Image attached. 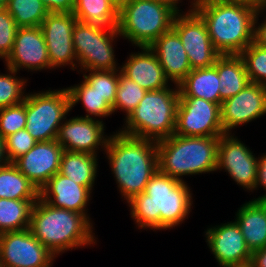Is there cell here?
Instances as JSON below:
<instances>
[{
	"label": "cell",
	"instance_id": "obj_48",
	"mask_svg": "<svg viewBox=\"0 0 266 267\" xmlns=\"http://www.w3.org/2000/svg\"><path fill=\"white\" fill-rule=\"evenodd\" d=\"M266 7V0H259V8Z\"/></svg>",
	"mask_w": 266,
	"mask_h": 267
},
{
	"label": "cell",
	"instance_id": "obj_5",
	"mask_svg": "<svg viewBox=\"0 0 266 267\" xmlns=\"http://www.w3.org/2000/svg\"><path fill=\"white\" fill-rule=\"evenodd\" d=\"M220 136H178L157 141L158 170L172 178L217 171Z\"/></svg>",
	"mask_w": 266,
	"mask_h": 267
},
{
	"label": "cell",
	"instance_id": "obj_35",
	"mask_svg": "<svg viewBox=\"0 0 266 267\" xmlns=\"http://www.w3.org/2000/svg\"><path fill=\"white\" fill-rule=\"evenodd\" d=\"M7 71L9 74H0V109L20 104L26 97L23 94L27 79L16 77L17 71L11 68L7 67Z\"/></svg>",
	"mask_w": 266,
	"mask_h": 267
},
{
	"label": "cell",
	"instance_id": "obj_16",
	"mask_svg": "<svg viewBox=\"0 0 266 267\" xmlns=\"http://www.w3.org/2000/svg\"><path fill=\"white\" fill-rule=\"evenodd\" d=\"M266 114V85L250 82L236 95L221 104V122L224 133H230Z\"/></svg>",
	"mask_w": 266,
	"mask_h": 267
},
{
	"label": "cell",
	"instance_id": "obj_30",
	"mask_svg": "<svg viewBox=\"0 0 266 267\" xmlns=\"http://www.w3.org/2000/svg\"><path fill=\"white\" fill-rule=\"evenodd\" d=\"M70 96L71 109L82 101L87 111L85 118L108 117L113 114L112 106L99 93L94 91L84 79L81 84L67 88ZM91 115V116H90Z\"/></svg>",
	"mask_w": 266,
	"mask_h": 267
},
{
	"label": "cell",
	"instance_id": "obj_29",
	"mask_svg": "<svg viewBox=\"0 0 266 267\" xmlns=\"http://www.w3.org/2000/svg\"><path fill=\"white\" fill-rule=\"evenodd\" d=\"M36 201L0 198V234L29 228L31 210Z\"/></svg>",
	"mask_w": 266,
	"mask_h": 267
},
{
	"label": "cell",
	"instance_id": "obj_18",
	"mask_svg": "<svg viewBox=\"0 0 266 267\" xmlns=\"http://www.w3.org/2000/svg\"><path fill=\"white\" fill-rule=\"evenodd\" d=\"M5 61L8 68L17 72L21 68L30 71L52 69L41 28H18L14 45Z\"/></svg>",
	"mask_w": 266,
	"mask_h": 267
},
{
	"label": "cell",
	"instance_id": "obj_6",
	"mask_svg": "<svg viewBox=\"0 0 266 267\" xmlns=\"http://www.w3.org/2000/svg\"><path fill=\"white\" fill-rule=\"evenodd\" d=\"M174 89L169 86L162 90L147 91L139 105L125 119V127L120 132L156 142L172 136L180 97L178 85Z\"/></svg>",
	"mask_w": 266,
	"mask_h": 267
},
{
	"label": "cell",
	"instance_id": "obj_33",
	"mask_svg": "<svg viewBox=\"0 0 266 267\" xmlns=\"http://www.w3.org/2000/svg\"><path fill=\"white\" fill-rule=\"evenodd\" d=\"M117 70H85L84 80L113 107L118 88Z\"/></svg>",
	"mask_w": 266,
	"mask_h": 267
},
{
	"label": "cell",
	"instance_id": "obj_13",
	"mask_svg": "<svg viewBox=\"0 0 266 267\" xmlns=\"http://www.w3.org/2000/svg\"><path fill=\"white\" fill-rule=\"evenodd\" d=\"M242 143L241 140L225 133L220 136L216 170L224 169L243 189L255 190L259 157Z\"/></svg>",
	"mask_w": 266,
	"mask_h": 267
},
{
	"label": "cell",
	"instance_id": "obj_15",
	"mask_svg": "<svg viewBox=\"0 0 266 267\" xmlns=\"http://www.w3.org/2000/svg\"><path fill=\"white\" fill-rule=\"evenodd\" d=\"M63 122L56 141L64 151L90 153L95 156L99 146L105 151L110 136H104L103 120L77 116Z\"/></svg>",
	"mask_w": 266,
	"mask_h": 267
},
{
	"label": "cell",
	"instance_id": "obj_38",
	"mask_svg": "<svg viewBox=\"0 0 266 267\" xmlns=\"http://www.w3.org/2000/svg\"><path fill=\"white\" fill-rule=\"evenodd\" d=\"M18 26L6 8L0 10V56L5 60L14 45Z\"/></svg>",
	"mask_w": 266,
	"mask_h": 267
},
{
	"label": "cell",
	"instance_id": "obj_7",
	"mask_svg": "<svg viewBox=\"0 0 266 267\" xmlns=\"http://www.w3.org/2000/svg\"><path fill=\"white\" fill-rule=\"evenodd\" d=\"M176 12L150 0H130L119 10V35L137 47H149L172 28Z\"/></svg>",
	"mask_w": 266,
	"mask_h": 267
},
{
	"label": "cell",
	"instance_id": "obj_27",
	"mask_svg": "<svg viewBox=\"0 0 266 267\" xmlns=\"http://www.w3.org/2000/svg\"><path fill=\"white\" fill-rule=\"evenodd\" d=\"M0 198L38 200L39 190L13 163L0 168Z\"/></svg>",
	"mask_w": 266,
	"mask_h": 267
},
{
	"label": "cell",
	"instance_id": "obj_24",
	"mask_svg": "<svg viewBox=\"0 0 266 267\" xmlns=\"http://www.w3.org/2000/svg\"><path fill=\"white\" fill-rule=\"evenodd\" d=\"M214 66L220 87V106L223 101L243 90L250 83L245 64L240 55H220Z\"/></svg>",
	"mask_w": 266,
	"mask_h": 267
},
{
	"label": "cell",
	"instance_id": "obj_31",
	"mask_svg": "<svg viewBox=\"0 0 266 267\" xmlns=\"http://www.w3.org/2000/svg\"><path fill=\"white\" fill-rule=\"evenodd\" d=\"M5 8L18 28L40 27L49 13L42 0H9Z\"/></svg>",
	"mask_w": 266,
	"mask_h": 267
},
{
	"label": "cell",
	"instance_id": "obj_4",
	"mask_svg": "<svg viewBox=\"0 0 266 267\" xmlns=\"http://www.w3.org/2000/svg\"><path fill=\"white\" fill-rule=\"evenodd\" d=\"M29 229L55 256L97 241L84 214L53 207L40 197L32 207Z\"/></svg>",
	"mask_w": 266,
	"mask_h": 267
},
{
	"label": "cell",
	"instance_id": "obj_21",
	"mask_svg": "<svg viewBox=\"0 0 266 267\" xmlns=\"http://www.w3.org/2000/svg\"><path fill=\"white\" fill-rule=\"evenodd\" d=\"M149 48L157 56L167 79L175 86L192 70L182 41L173 28L163 33Z\"/></svg>",
	"mask_w": 266,
	"mask_h": 267
},
{
	"label": "cell",
	"instance_id": "obj_45",
	"mask_svg": "<svg viewBox=\"0 0 266 267\" xmlns=\"http://www.w3.org/2000/svg\"><path fill=\"white\" fill-rule=\"evenodd\" d=\"M113 3L118 10H120L124 5H126L130 0H109Z\"/></svg>",
	"mask_w": 266,
	"mask_h": 267
},
{
	"label": "cell",
	"instance_id": "obj_50",
	"mask_svg": "<svg viewBox=\"0 0 266 267\" xmlns=\"http://www.w3.org/2000/svg\"><path fill=\"white\" fill-rule=\"evenodd\" d=\"M227 267H250V263L245 264V265H240V266H227Z\"/></svg>",
	"mask_w": 266,
	"mask_h": 267
},
{
	"label": "cell",
	"instance_id": "obj_26",
	"mask_svg": "<svg viewBox=\"0 0 266 267\" xmlns=\"http://www.w3.org/2000/svg\"><path fill=\"white\" fill-rule=\"evenodd\" d=\"M97 156L90 153L64 151L59 173L91 191L97 174Z\"/></svg>",
	"mask_w": 266,
	"mask_h": 267
},
{
	"label": "cell",
	"instance_id": "obj_1",
	"mask_svg": "<svg viewBox=\"0 0 266 267\" xmlns=\"http://www.w3.org/2000/svg\"><path fill=\"white\" fill-rule=\"evenodd\" d=\"M190 190L186 182L157 170L144 192L127 202L130 215L138 228L171 229L182 223L191 211Z\"/></svg>",
	"mask_w": 266,
	"mask_h": 267
},
{
	"label": "cell",
	"instance_id": "obj_25",
	"mask_svg": "<svg viewBox=\"0 0 266 267\" xmlns=\"http://www.w3.org/2000/svg\"><path fill=\"white\" fill-rule=\"evenodd\" d=\"M219 77L216 67L191 70L178 84L180 97H198L220 105Z\"/></svg>",
	"mask_w": 266,
	"mask_h": 267
},
{
	"label": "cell",
	"instance_id": "obj_20",
	"mask_svg": "<svg viewBox=\"0 0 266 267\" xmlns=\"http://www.w3.org/2000/svg\"><path fill=\"white\" fill-rule=\"evenodd\" d=\"M91 192L88 187L57 172L39 190V197L53 207L82 213L90 220L86 207L91 199Z\"/></svg>",
	"mask_w": 266,
	"mask_h": 267
},
{
	"label": "cell",
	"instance_id": "obj_42",
	"mask_svg": "<svg viewBox=\"0 0 266 267\" xmlns=\"http://www.w3.org/2000/svg\"><path fill=\"white\" fill-rule=\"evenodd\" d=\"M250 264L253 267H266V247L252 252Z\"/></svg>",
	"mask_w": 266,
	"mask_h": 267
},
{
	"label": "cell",
	"instance_id": "obj_19",
	"mask_svg": "<svg viewBox=\"0 0 266 267\" xmlns=\"http://www.w3.org/2000/svg\"><path fill=\"white\" fill-rule=\"evenodd\" d=\"M64 148L56 140L37 142L13 164L40 190L60 170Z\"/></svg>",
	"mask_w": 266,
	"mask_h": 267
},
{
	"label": "cell",
	"instance_id": "obj_43",
	"mask_svg": "<svg viewBox=\"0 0 266 267\" xmlns=\"http://www.w3.org/2000/svg\"><path fill=\"white\" fill-rule=\"evenodd\" d=\"M9 163L5 153V139L0 137V168Z\"/></svg>",
	"mask_w": 266,
	"mask_h": 267
},
{
	"label": "cell",
	"instance_id": "obj_40",
	"mask_svg": "<svg viewBox=\"0 0 266 267\" xmlns=\"http://www.w3.org/2000/svg\"><path fill=\"white\" fill-rule=\"evenodd\" d=\"M266 10V7H260L258 8L256 12V17H255V30H254V42L257 43L259 46L266 48V16L265 20L261 25L257 22L259 20L258 16L259 14L263 13ZM257 25H259L257 27Z\"/></svg>",
	"mask_w": 266,
	"mask_h": 267
},
{
	"label": "cell",
	"instance_id": "obj_32",
	"mask_svg": "<svg viewBox=\"0 0 266 267\" xmlns=\"http://www.w3.org/2000/svg\"><path fill=\"white\" fill-rule=\"evenodd\" d=\"M146 90L140 87L135 81L124 76L120 69L118 72V88L116 98L113 105V113L118 110H123L126 117L139 105V102L144 98Z\"/></svg>",
	"mask_w": 266,
	"mask_h": 267
},
{
	"label": "cell",
	"instance_id": "obj_28",
	"mask_svg": "<svg viewBox=\"0 0 266 267\" xmlns=\"http://www.w3.org/2000/svg\"><path fill=\"white\" fill-rule=\"evenodd\" d=\"M72 13L83 23L118 26L119 10L109 0H75Z\"/></svg>",
	"mask_w": 266,
	"mask_h": 267
},
{
	"label": "cell",
	"instance_id": "obj_41",
	"mask_svg": "<svg viewBox=\"0 0 266 267\" xmlns=\"http://www.w3.org/2000/svg\"><path fill=\"white\" fill-rule=\"evenodd\" d=\"M259 186H263V188L266 190V154L260 156L258 159L255 189H257ZM254 200H266V194L259 196L258 198H254Z\"/></svg>",
	"mask_w": 266,
	"mask_h": 267
},
{
	"label": "cell",
	"instance_id": "obj_2",
	"mask_svg": "<svg viewBox=\"0 0 266 267\" xmlns=\"http://www.w3.org/2000/svg\"><path fill=\"white\" fill-rule=\"evenodd\" d=\"M105 153L122 197L128 202L144 192L158 170L157 142L122 134L109 137Z\"/></svg>",
	"mask_w": 266,
	"mask_h": 267
},
{
	"label": "cell",
	"instance_id": "obj_47",
	"mask_svg": "<svg viewBox=\"0 0 266 267\" xmlns=\"http://www.w3.org/2000/svg\"><path fill=\"white\" fill-rule=\"evenodd\" d=\"M233 1H243V2H248L251 3L259 8V0H233Z\"/></svg>",
	"mask_w": 266,
	"mask_h": 267
},
{
	"label": "cell",
	"instance_id": "obj_46",
	"mask_svg": "<svg viewBox=\"0 0 266 267\" xmlns=\"http://www.w3.org/2000/svg\"><path fill=\"white\" fill-rule=\"evenodd\" d=\"M208 1H210V0H193L192 2H191V5H190V9L192 10V9H194V8H196V7H198L199 5H201V4H204V3H207Z\"/></svg>",
	"mask_w": 266,
	"mask_h": 267
},
{
	"label": "cell",
	"instance_id": "obj_22",
	"mask_svg": "<svg viewBox=\"0 0 266 267\" xmlns=\"http://www.w3.org/2000/svg\"><path fill=\"white\" fill-rule=\"evenodd\" d=\"M139 49L142 50L141 53L131 54L126 63L120 67L121 73L146 91L168 87L169 80L155 53L149 47H139Z\"/></svg>",
	"mask_w": 266,
	"mask_h": 267
},
{
	"label": "cell",
	"instance_id": "obj_17",
	"mask_svg": "<svg viewBox=\"0 0 266 267\" xmlns=\"http://www.w3.org/2000/svg\"><path fill=\"white\" fill-rule=\"evenodd\" d=\"M205 235L207 245L220 267L240 266L251 262L252 252L235 221L208 228Z\"/></svg>",
	"mask_w": 266,
	"mask_h": 267
},
{
	"label": "cell",
	"instance_id": "obj_39",
	"mask_svg": "<svg viewBox=\"0 0 266 267\" xmlns=\"http://www.w3.org/2000/svg\"><path fill=\"white\" fill-rule=\"evenodd\" d=\"M49 13H72L75 0H42Z\"/></svg>",
	"mask_w": 266,
	"mask_h": 267
},
{
	"label": "cell",
	"instance_id": "obj_11",
	"mask_svg": "<svg viewBox=\"0 0 266 267\" xmlns=\"http://www.w3.org/2000/svg\"><path fill=\"white\" fill-rule=\"evenodd\" d=\"M172 28L182 41L192 70L215 64L221 54L214 48L204 21L193 9L177 13Z\"/></svg>",
	"mask_w": 266,
	"mask_h": 267
},
{
	"label": "cell",
	"instance_id": "obj_10",
	"mask_svg": "<svg viewBox=\"0 0 266 267\" xmlns=\"http://www.w3.org/2000/svg\"><path fill=\"white\" fill-rule=\"evenodd\" d=\"M174 134L196 137L225 134L221 106L198 97H179Z\"/></svg>",
	"mask_w": 266,
	"mask_h": 267
},
{
	"label": "cell",
	"instance_id": "obj_3",
	"mask_svg": "<svg viewBox=\"0 0 266 267\" xmlns=\"http://www.w3.org/2000/svg\"><path fill=\"white\" fill-rule=\"evenodd\" d=\"M221 55H239L254 41L258 7L243 1L210 0L193 9Z\"/></svg>",
	"mask_w": 266,
	"mask_h": 267
},
{
	"label": "cell",
	"instance_id": "obj_8",
	"mask_svg": "<svg viewBox=\"0 0 266 267\" xmlns=\"http://www.w3.org/2000/svg\"><path fill=\"white\" fill-rule=\"evenodd\" d=\"M69 111L71 103L67 88L26 94L25 129L37 142L56 140Z\"/></svg>",
	"mask_w": 266,
	"mask_h": 267
},
{
	"label": "cell",
	"instance_id": "obj_34",
	"mask_svg": "<svg viewBox=\"0 0 266 267\" xmlns=\"http://www.w3.org/2000/svg\"><path fill=\"white\" fill-rule=\"evenodd\" d=\"M250 82L266 85V48L254 41L240 54Z\"/></svg>",
	"mask_w": 266,
	"mask_h": 267
},
{
	"label": "cell",
	"instance_id": "obj_14",
	"mask_svg": "<svg viewBox=\"0 0 266 267\" xmlns=\"http://www.w3.org/2000/svg\"><path fill=\"white\" fill-rule=\"evenodd\" d=\"M77 18L73 13H48L40 28L47 45L50 66L60 68L71 65L77 67V58L72 41L73 27ZM75 61V63H74Z\"/></svg>",
	"mask_w": 266,
	"mask_h": 267
},
{
	"label": "cell",
	"instance_id": "obj_36",
	"mask_svg": "<svg viewBox=\"0 0 266 267\" xmlns=\"http://www.w3.org/2000/svg\"><path fill=\"white\" fill-rule=\"evenodd\" d=\"M26 125V97L17 105L0 109V137L6 138L10 134L25 129Z\"/></svg>",
	"mask_w": 266,
	"mask_h": 267
},
{
	"label": "cell",
	"instance_id": "obj_12",
	"mask_svg": "<svg viewBox=\"0 0 266 267\" xmlns=\"http://www.w3.org/2000/svg\"><path fill=\"white\" fill-rule=\"evenodd\" d=\"M55 258L29 228L0 234V259L4 267H51Z\"/></svg>",
	"mask_w": 266,
	"mask_h": 267
},
{
	"label": "cell",
	"instance_id": "obj_44",
	"mask_svg": "<svg viewBox=\"0 0 266 267\" xmlns=\"http://www.w3.org/2000/svg\"><path fill=\"white\" fill-rule=\"evenodd\" d=\"M150 1H154V2H159L162 4H165L169 7H171L176 13H181L178 7V3L180 0H150Z\"/></svg>",
	"mask_w": 266,
	"mask_h": 267
},
{
	"label": "cell",
	"instance_id": "obj_23",
	"mask_svg": "<svg viewBox=\"0 0 266 267\" xmlns=\"http://www.w3.org/2000/svg\"><path fill=\"white\" fill-rule=\"evenodd\" d=\"M235 222L251 252L266 247V200L244 203L236 213Z\"/></svg>",
	"mask_w": 266,
	"mask_h": 267
},
{
	"label": "cell",
	"instance_id": "obj_51",
	"mask_svg": "<svg viewBox=\"0 0 266 267\" xmlns=\"http://www.w3.org/2000/svg\"><path fill=\"white\" fill-rule=\"evenodd\" d=\"M0 267H4V264L1 262V259H0Z\"/></svg>",
	"mask_w": 266,
	"mask_h": 267
},
{
	"label": "cell",
	"instance_id": "obj_9",
	"mask_svg": "<svg viewBox=\"0 0 266 267\" xmlns=\"http://www.w3.org/2000/svg\"><path fill=\"white\" fill-rule=\"evenodd\" d=\"M119 35L117 27L76 21L72 41L81 70H117L113 41Z\"/></svg>",
	"mask_w": 266,
	"mask_h": 267
},
{
	"label": "cell",
	"instance_id": "obj_49",
	"mask_svg": "<svg viewBox=\"0 0 266 267\" xmlns=\"http://www.w3.org/2000/svg\"><path fill=\"white\" fill-rule=\"evenodd\" d=\"M9 3V0H0V4L5 8L7 4Z\"/></svg>",
	"mask_w": 266,
	"mask_h": 267
},
{
	"label": "cell",
	"instance_id": "obj_37",
	"mask_svg": "<svg viewBox=\"0 0 266 267\" xmlns=\"http://www.w3.org/2000/svg\"><path fill=\"white\" fill-rule=\"evenodd\" d=\"M37 141L26 130L22 129L16 133L10 134L5 138V153L9 163L31 150Z\"/></svg>",
	"mask_w": 266,
	"mask_h": 267
}]
</instances>
